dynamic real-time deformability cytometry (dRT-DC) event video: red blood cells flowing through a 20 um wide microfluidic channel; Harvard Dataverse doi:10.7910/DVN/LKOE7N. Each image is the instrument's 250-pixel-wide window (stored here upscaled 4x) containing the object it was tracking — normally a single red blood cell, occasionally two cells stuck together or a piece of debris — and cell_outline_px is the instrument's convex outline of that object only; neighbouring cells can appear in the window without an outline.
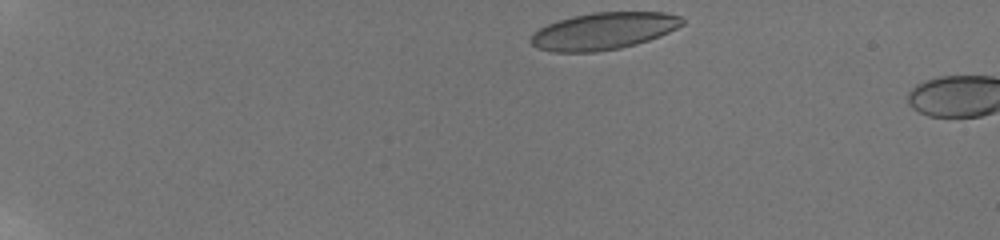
{"species": "human", "species_latin": "Homo sapiens", "temperature_condition": "room temperature", "stored_images_in_passage": 5, "camera_frame_rate_fps": 3000, "um_per_image_px": 0.085, "donor": {"sex": "male"}, "frame": {"image": 1, "passage_image": 1, "time_ms": 0.0, "image_size_px": [1000, 240], "cell_outline_px": [[684, 24], [660, 36], [636, 44], [620, 48], [596, 52], [552, 52], [536, 48], [528, 40], [540, 28], [548, 24], [572, 16], [592, 12], [664, 12], [680, 16], [684, 20]], "centroid_in_image_um": [51.3, 2.64], "position_along_channel_um": 33.7, "area_um2": 32.66}}